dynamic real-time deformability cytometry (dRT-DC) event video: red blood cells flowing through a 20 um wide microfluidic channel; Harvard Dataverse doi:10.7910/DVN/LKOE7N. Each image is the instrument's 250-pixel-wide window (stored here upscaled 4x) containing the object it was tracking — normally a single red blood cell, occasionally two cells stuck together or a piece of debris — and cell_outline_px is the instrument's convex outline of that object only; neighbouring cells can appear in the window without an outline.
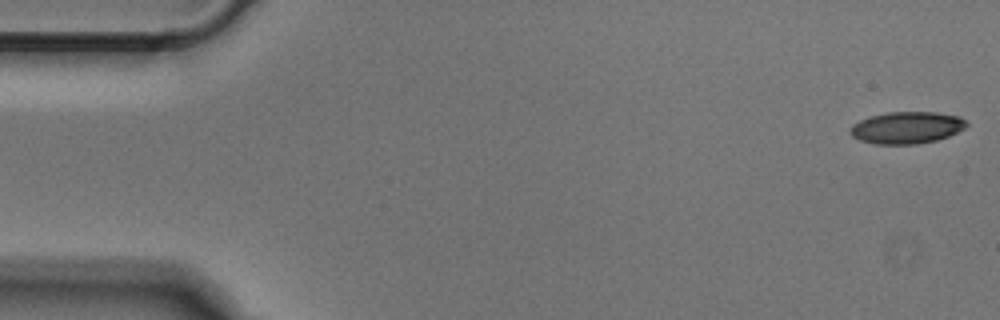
{"species": "Egyptian fruit bat (a non-hibernating species)", "species_latin": "Rousettus aegyptiacus", "temperature_condition": "cold", "stored_images_in_passage": 11, "camera_frame_rate_fps": 3000, "um_per_image_px": 0.085, "animal": {"sex": "male"}, "frame": {"image": 1, "passage_image": 1, "time_ms": 0.0, "image_size_px": [1000, 320], "cell_outline_px": [[968, 124], [964, 128], [948, 136], [936, 140], [916, 144], [876, 144], [860, 140], [852, 136], [848, 132], [852, 124], [860, 120], [872, 116], [888, 112], [936, 112], [960, 116]], "centroid_in_image_um": [77.05, 10.85], "position_along_channel_um": 7.9, "area_um2": 21.56}}